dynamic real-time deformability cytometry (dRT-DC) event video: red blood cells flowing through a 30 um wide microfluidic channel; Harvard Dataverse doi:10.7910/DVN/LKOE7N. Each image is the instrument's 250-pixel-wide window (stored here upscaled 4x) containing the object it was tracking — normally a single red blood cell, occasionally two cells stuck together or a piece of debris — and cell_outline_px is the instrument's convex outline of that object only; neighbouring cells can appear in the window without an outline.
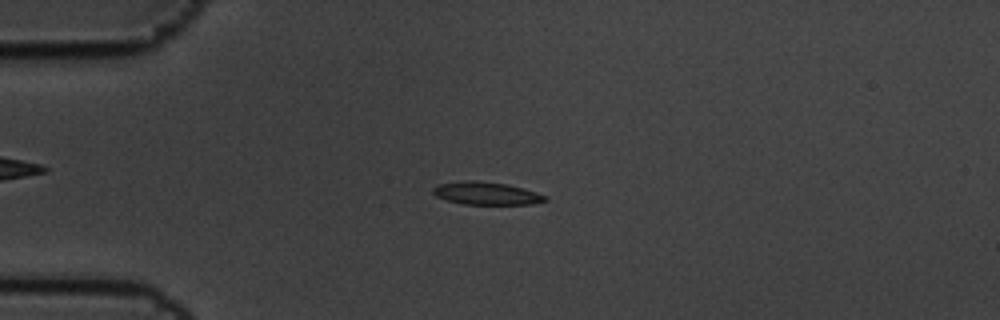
{"species": "common noctule bat (a hibernating species)", "species_latin": "Nyctalus noctula", "temperature_condition": "cold", "stored_images_in_passage": 6, "camera_frame_rate_fps": 3000, "um_per_image_px": 0.085, "animal": {"sex": "male", "body_mass_g": 19.5, "forearm_length_mm": 54.6}, "frame": {"image": 1, "passage_image": 4, "time_ms": 1.0, "image_size_px": [1000, 320], "cell_outline_px": [[548, 200], [532, 204], [464, 204], [448, 200], [436, 196], [432, 192], [432, 188], [436, 184], [468, 180], [476, 180], [508, 184], [524, 188], [548, 196]], "centroid_in_image_um": [41.35, 16.42], "position_along_channel_um": 43.7, "area_um2": 14.97}}
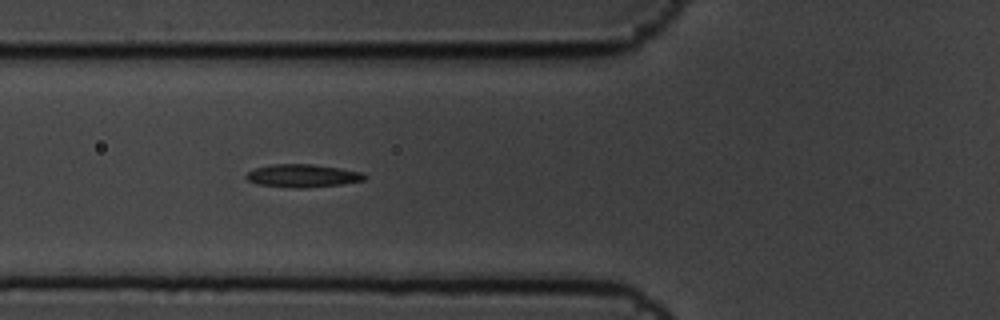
{"frame": {"image": 2, "passage_image": 6, "time_ms": 1.667, "image_size_px": [1000, 320], "cell_outline_px": [[368, 176], [364, 180], [340, 184], [304, 188], [296, 188], [256, 184], [248, 180], [244, 176], [248, 172], [256, 168], [272, 164], [312, 164], [340, 168], [364, 172]], "centroid_in_image_um": [25.74, 14.93], "position_along_channel_um": 100.1, "area_um2": 15.84}}